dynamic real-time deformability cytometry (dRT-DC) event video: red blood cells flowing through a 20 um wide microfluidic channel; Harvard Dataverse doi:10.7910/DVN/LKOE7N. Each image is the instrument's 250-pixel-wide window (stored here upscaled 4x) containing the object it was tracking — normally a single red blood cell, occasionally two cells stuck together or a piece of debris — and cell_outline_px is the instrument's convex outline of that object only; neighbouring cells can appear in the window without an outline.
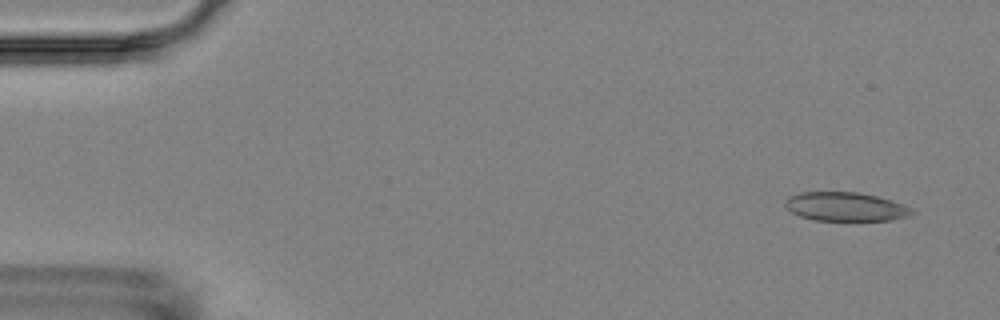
{"species": "Egyptian fruit bat (a non-hibernating species)", "species_latin": "Rousettus aegyptiacus", "temperature_condition": "room temperature", "stored_images_in_passage": 4, "camera_frame_rate_fps": 3000, "um_per_image_px": 0.085, "animal": {"sex": "female"}, "frame": {"image": 1, "passage_image": 1, "time_ms": 0.0, "image_size_px": [1000, 320], "cell_outline_px": [[916, 212], [912, 216], [892, 220], [812, 220], [800, 216], [792, 212], [784, 204], [784, 200], [788, 196], [800, 192], [860, 192], [892, 200]], "centroid_in_image_um": [71.85, 17.56], "position_along_channel_um": 13.1, "area_um2": 21.33}}